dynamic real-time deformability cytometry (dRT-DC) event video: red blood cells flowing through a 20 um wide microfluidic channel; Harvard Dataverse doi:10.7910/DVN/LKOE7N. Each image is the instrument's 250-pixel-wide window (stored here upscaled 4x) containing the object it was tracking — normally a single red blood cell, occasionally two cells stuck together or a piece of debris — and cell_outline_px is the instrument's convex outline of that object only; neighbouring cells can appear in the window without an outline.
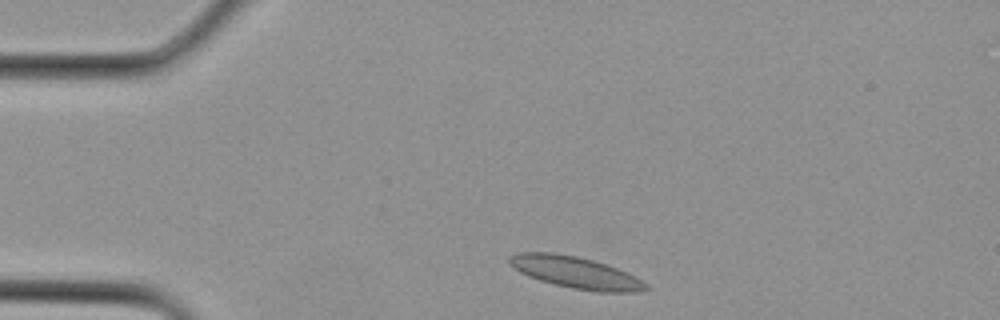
{"species": "Egyptian fruit bat (a non-hibernating species)", "species_latin": "Rousettus aegyptiacus", "temperature_condition": "cold", "stored_images_in_passage": 2, "camera_frame_rate_fps": 3000, "um_per_image_px": 0.085, "animal": {"sex": "female"}, "frame": {"image": 1, "passage_image": 1, "time_ms": 0.0, "image_size_px": [1000, 320], "cell_outline_px": [[648, 288], [640, 292], [596, 292], [572, 288], [540, 280], [528, 276], [520, 272], [508, 264], [508, 256], [520, 252], [552, 252], [576, 256], [592, 260], [616, 268], [636, 276], [648, 284]], "centroid_in_image_um": [48.92, 23.16], "position_along_channel_um": 36.1, "area_um2": 25.2}}